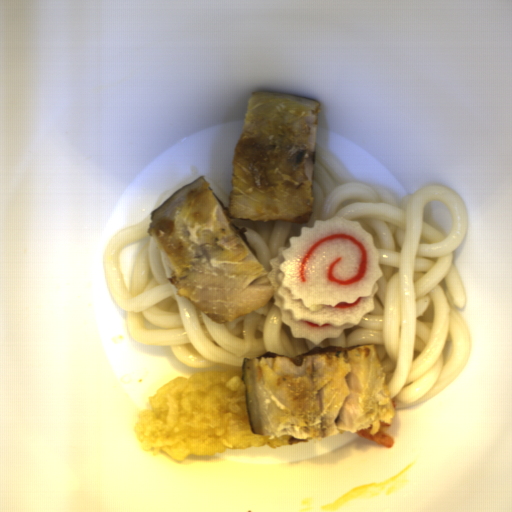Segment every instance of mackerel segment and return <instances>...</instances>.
I'll return each mask as SVG.
<instances>
[{
    "label": "mackerel segment",
    "mask_w": 512,
    "mask_h": 512,
    "mask_svg": "<svg viewBox=\"0 0 512 512\" xmlns=\"http://www.w3.org/2000/svg\"><path fill=\"white\" fill-rule=\"evenodd\" d=\"M397 365L380 342L242 358L251 431L305 440L366 428L375 434L395 417L388 382Z\"/></svg>",
    "instance_id": "mackerel-segment-2"
},
{
    "label": "mackerel segment",
    "mask_w": 512,
    "mask_h": 512,
    "mask_svg": "<svg viewBox=\"0 0 512 512\" xmlns=\"http://www.w3.org/2000/svg\"><path fill=\"white\" fill-rule=\"evenodd\" d=\"M319 112L314 98L253 91L233 146L227 205L204 174L149 213L147 232L173 271L165 278L177 296L218 325L261 310L275 295L267 270L252 254L245 226L232 219L310 220Z\"/></svg>",
    "instance_id": "mackerel-segment-1"
}]
</instances>
